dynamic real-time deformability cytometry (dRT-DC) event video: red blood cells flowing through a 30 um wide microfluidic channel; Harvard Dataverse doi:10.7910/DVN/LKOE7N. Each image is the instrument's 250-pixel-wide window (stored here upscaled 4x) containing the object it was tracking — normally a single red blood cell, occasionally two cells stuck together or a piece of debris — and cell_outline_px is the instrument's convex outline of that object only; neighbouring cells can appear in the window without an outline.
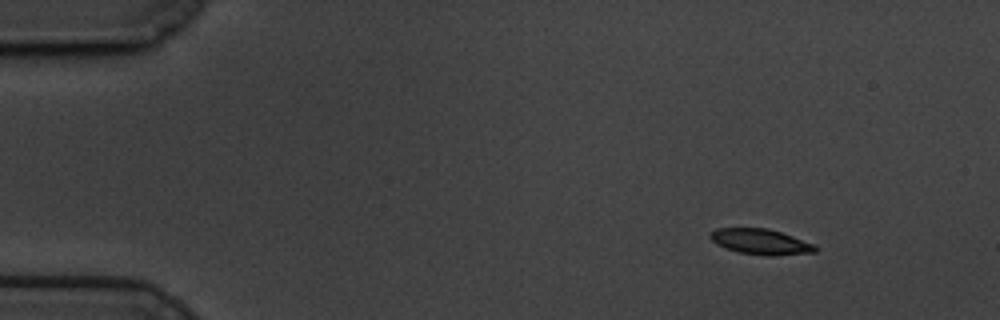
{"species": "common noctule bat (a hibernating species)", "species_latin": "Nyctalus noctula", "temperature_condition": "cold", "stored_images_in_passage": 54, "camera_frame_rate_fps": 3000, "um_per_image_px": 0.085, "animal": {"sex": "male", "body_mass_g": 19.5, "forearm_length_mm": 54.6}, "frame": {"image": 1, "passage_image": 1, "time_ms": 0.0, "image_size_px": [1000, 320], "cell_outline_px": [[816, 252], [776, 256], [768, 256], [740, 252], [724, 248], [716, 244], [708, 236], [716, 228], [768, 228], [816, 244]], "centroid_in_image_um": [64.66, 20.55], "position_along_channel_um": 20.3, "area_um2": 15.66}}
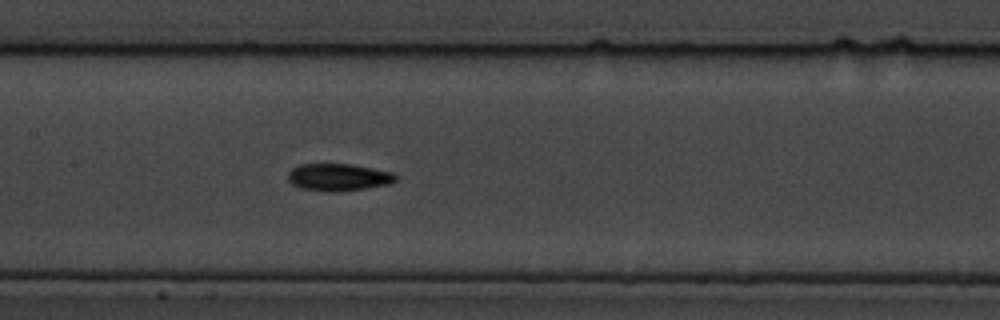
{"frame": {"image": 2, "passage_image": 23, "time_ms": 7.333, "image_size_px": [1000, 320], "cell_outline_px": [[396, 180], [392, 184], [336, 192], [328, 192], [300, 188], [292, 184], [288, 180], [288, 172], [292, 168], [300, 164], [352, 164], [392, 172], [396, 176]], "centroid_in_image_um": [28.75, 15.06], "position_along_channel_um": 178.6, "area_um2": 17.17}}
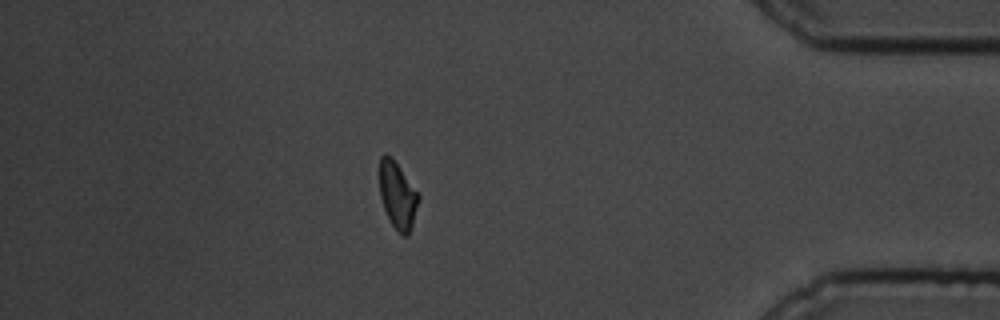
{"frame": {"image": 3, "passage_image": 46, "time_ms": 15.0, "image_size_px": [1000, 320], "cell_outline_px": [[420, 196], [412, 224], [408, 236], [400, 236], [388, 220], [380, 196], [380, 156], [384, 152], [392, 156]], "centroid_in_image_um": [33.78, 16.61], "position_along_channel_um": 401.4, "area_um2": 15.26}, "authors_computed_cell_mechanics": {"area_um2": 16.0684, "velocity_mm_per_s": 3.3826, "shape_relaxation_time_tau1_ms": 2.4301, "shape_relaxation_time_tau2_ms": 6.2815, "deformation_change_tau1": 0.1092, "deformation_change_tau2": 0.1025}}